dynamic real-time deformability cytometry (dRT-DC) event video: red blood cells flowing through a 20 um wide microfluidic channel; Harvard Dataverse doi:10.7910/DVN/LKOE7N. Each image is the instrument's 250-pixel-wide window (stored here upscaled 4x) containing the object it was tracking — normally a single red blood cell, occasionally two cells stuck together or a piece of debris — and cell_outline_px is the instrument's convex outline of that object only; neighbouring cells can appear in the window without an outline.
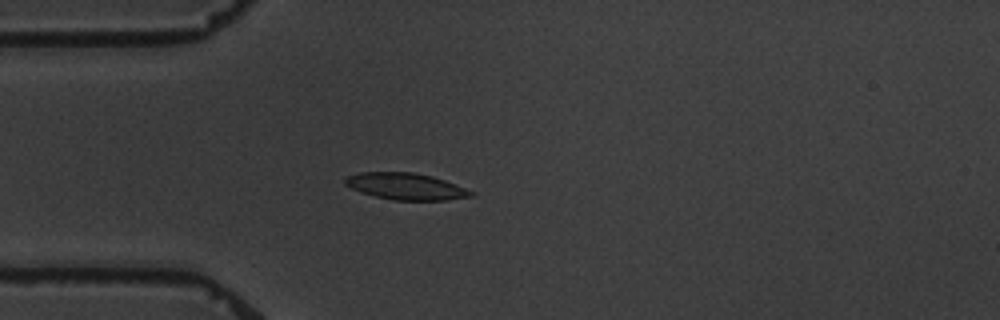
{"species": "common noctule bat (a hibernating species)", "species_latin": "Nyctalus noctula", "temperature_condition": "warm", "stored_images_in_passage": 5, "camera_frame_rate_fps": 3000, "um_per_image_px": 0.085, "animal": {"sex": "male", "body_mass_g": 19.5, "forearm_length_mm": 54.6}, "frame": {"image": 1, "passage_image": 5, "time_ms": 5.0, "image_size_px": [1000, 320], "cell_outline_px": [[476, 196], [448, 200], [396, 200], [376, 196], [360, 192], [344, 184], [344, 176], [360, 172], [412, 172], [432, 176], [444, 180], [476, 192]], "centroid_in_image_um": [34.51, 15.84], "position_along_channel_um": 50.5, "area_um2": 19.65}}